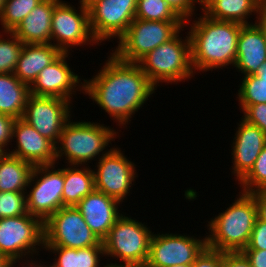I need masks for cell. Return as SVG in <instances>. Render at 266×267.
Wrapping results in <instances>:
<instances>
[{
    "instance_id": "1",
    "label": "cell",
    "mask_w": 266,
    "mask_h": 267,
    "mask_svg": "<svg viewBox=\"0 0 266 267\" xmlns=\"http://www.w3.org/2000/svg\"><path fill=\"white\" fill-rule=\"evenodd\" d=\"M107 58L96 75L84 79L83 94L125 128L157 88L137 63L121 61L112 52Z\"/></svg>"
},
{
    "instance_id": "2",
    "label": "cell",
    "mask_w": 266,
    "mask_h": 267,
    "mask_svg": "<svg viewBox=\"0 0 266 267\" xmlns=\"http://www.w3.org/2000/svg\"><path fill=\"white\" fill-rule=\"evenodd\" d=\"M187 24L191 26L187 32L195 74L196 70L204 73L234 66L242 24L215 20L204 13L194 20L185 21L184 26L188 27Z\"/></svg>"
},
{
    "instance_id": "3",
    "label": "cell",
    "mask_w": 266,
    "mask_h": 267,
    "mask_svg": "<svg viewBox=\"0 0 266 267\" xmlns=\"http://www.w3.org/2000/svg\"><path fill=\"white\" fill-rule=\"evenodd\" d=\"M226 210L207 221V248L221 252H242L250 241L257 217L252 193L240 191Z\"/></svg>"
},
{
    "instance_id": "4",
    "label": "cell",
    "mask_w": 266,
    "mask_h": 267,
    "mask_svg": "<svg viewBox=\"0 0 266 267\" xmlns=\"http://www.w3.org/2000/svg\"><path fill=\"white\" fill-rule=\"evenodd\" d=\"M117 134L116 129L105 124L88 120L71 122L70 119L62 129L56 145V164L59 163L57 160L66 158L67 165H89L92 160L95 161L97 157L99 160L112 149L107 148L111 141L119 137Z\"/></svg>"
},
{
    "instance_id": "5",
    "label": "cell",
    "mask_w": 266,
    "mask_h": 267,
    "mask_svg": "<svg viewBox=\"0 0 266 267\" xmlns=\"http://www.w3.org/2000/svg\"><path fill=\"white\" fill-rule=\"evenodd\" d=\"M182 28L171 40L157 46L137 64L157 88L160 83L177 84L193 78L190 38L180 36ZM188 79V80H187Z\"/></svg>"
},
{
    "instance_id": "6",
    "label": "cell",
    "mask_w": 266,
    "mask_h": 267,
    "mask_svg": "<svg viewBox=\"0 0 266 267\" xmlns=\"http://www.w3.org/2000/svg\"><path fill=\"white\" fill-rule=\"evenodd\" d=\"M184 21H150L134 19L126 32L117 39L112 53L121 61L137 63L157 46L171 40L182 28Z\"/></svg>"
},
{
    "instance_id": "7",
    "label": "cell",
    "mask_w": 266,
    "mask_h": 267,
    "mask_svg": "<svg viewBox=\"0 0 266 267\" xmlns=\"http://www.w3.org/2000/svg\"><path fill=\"white\" fill-rule=\"evenodd\" d=\"M123 214L115 221L107 237L102 241L105 258L120 262L146 263L149 255L152 230L145 222H139Z\"/></svg>"
},
{
    "instance_id": "8",
    "label": "cell",
    "mask_w": 266,
    "mask_h": 267,
    "mask_svg": "<svg viewBox=\"0 0 266 267\" xmlns=\"http://www.w3.org/2000/svg\"><path fill=\"white\" fill-rule=\"evenodd\" d=\"M41 248L44 250V222L40 218L27 213L0 219L1 255L14 262L39 255Z\"/></svg>"
},
{
    "instance_id": "9",
    "label": "cell",
    "mask_w": 266,
    "mask_h": 267,
    "mask_svg": "<svg viewBox=\"0 0 266 267\" xmlns=\"http://www.w3.org/2000/svg\"><path fill=\"white\" fill-rule=\"evenodd\" d=\"M27 188L28 213L45 222L62 207L64 168L56 169L55 164L34 166Z\"/></svg>"
},
{
    "instance_id": "10",
    "label": "cell",
    "mask_w": 266,
    "mask_h": 267,
    "mask_svg": "<svg viewBox=\"0 0 266 267\" xmlns=\"http://www.w3.org/2000/svg\"><path fill=\"white\" fill-rule=\"evenodd\" d=\"M79 5L76 10L72 4L61 0L53 10L51 44L62 53H70L74 46L102 45L92 35L88 9Z\"/></svg>"
},
{
    "instance_id": "11",
    "label": "cell",
    "mask_w": 266,
    "mask_h": 267,
    "mask_svg": "<svg viewBox=\"0 0 266 267\" xmlns=\"http://www.w3.org/2000/svg\"><path fill=\"white\" fill-rule=\"evenodd\" d=\"M44 246L73 249L103 246L77 207L64 206L44 222Z\"/></svg>"
},
{
    "instance_id": "12",
    "label": "cell",
    "mask_w": 266,
    "mask_h": 267,
    "mask_svg": "<svg viewBox=\"0 0 266 267\" xmlns=\"http://www.w3.org/2000/svg\"><path fill=\"white\" fill-rule=\"evenodd\" d=\"M121 148L112 149L95 162V190L118 200L121 204L130 195L138 177L136 165L124 155ZM133 182V185H132Z\"/></svg>"
},
{
    "instance_id": "13",
    "label": "cell",
    "mask_w": 266,
    "mask_h": 267,
    "mask_svg": "<svg viewBox=\"0 0 266 267\" xmlns=\"http://www.w3.org/2000/svg\"><path fill=\"white\" fill-rule=\"evenodd\" d=\"M72 107L69 100L30 94L21 119L56 146L62 129L72 119Z\"/></svg>"
},
{
    "instance_id": "14",
    "label": "cell",
    "mask_w": 266,
    "mask_h": 267,
    "mask_svg": "<svg viewBox=\"0 0 266 267\" xmlns=\"http://www.w3.org/2000/svg\"><path fill=\"white\" fill-rule=\"evenodd\" d=\"M187 234L160 233L152 235L150 241L148 267H170L192 264L207 247L206 237Z\"/></svg>"
},
{
    "instance_id": "15",
    "label": "cell",
    "mask_w": 266,
    "mask_h": 267,
    "mask_svg": "<svg viewBox=\"0 0 266 267\" xmlns=\"http://www.w3.org/2000/svg\"><path fill=\"white\" fill-rule=\"evenodd\" d=\"M136 8L137 0H99L94 3L88 8L93 37L98 43L119 39L134 21Z\"/></svg>"
},
{
    "instance_id": "16",
    "label": "cell",
    "mask_w": 266,
    "mask_h": 267,
    "mask_svg": "<svg viewBox=\"0 0 266 267\" xmlns=\"http://www.w3.org/2000/svg\"><path fill=\"white\" fill-rule=\"evenodd\" d=\"M69 55L71 53H62L50 65L40 71L37 78L29 86L30 94L58 97L72 102L73 95H77V91L84 93V79L70 68L67 63V59L70 58Z\"/></svg>"
},
{
    "instance_id": "17",
    "label": "cell",
    "mask_w": 266,
    "mask_h": 267,
    "mask_svg": "<svg viewBox=\"0 0 266 267\" xmlns=\"http://www.w3.org/2000/svg\"><path fill=\"white\" fill-rule=\"evenodd\" d=\"M12 140L17 145L7 153L33 166L56 164V146L21 118L14 122Z\"/></svg>"
},
{
    "instance_id": "18",
    "label": "cell",
    "mask_w": 266,
    "mask_h": 267,
    "mask_svg": "<svg viewBox=\"0 0 266 267\" xmlns=\"http://www.w3.org/2000/svg\"><path fill=\"white\" fill-rule=\"evenodd\" d=\"M238 127L231 142L232 169L238 183L253 168L255 160L266 145V133L244 119L237 123Z\"/></svg>"
},
{
    "instance_id": "19",
    "label": "cell",
    "mask_w": 266,
    "mask_h": 267,
    "mask_svg": "<svg viewBox=\"0 0 266 267\" xmlns=\"http://www.w3.org/2000/svg\"><path fill=\"white\" fill-rule=\"evenodd\" d=\"M120 205L118 200L94 190L75 207L81 212L91 231L103 241L115 221L122 215L118 210Z\"/></svg>"
},
{
    "instance_id": "20",
    "label": "cell",
    "mask_w": 266,
    "mask_h": 267,
    "mask_svg": "<svg viewBox=\"0 0 266 267\" xmlns=\"http://www.w3.org/2000/svg\"><path fill=\"white\" fill-rule=\"evenodd\" d=\"M266 61V38L263 30L254 21L242 25L237 43L236 61L232 68L243 76L255 75L258 68Z\"/></svg>"
},
{
    "instance_id": "21",
    "label": "cell",
    "mask_w": 266,
    "mask_h": 267,
    "mask_svg": "<svg viewBox=\"0 0 266 267\" xmlns=\"http://www.w3.org/2000/svg\"><path fill=\"white\" fill-rule=\"evenodd\" d=\"M61 0L41 1L17 26L13 33L24 44H50L52 13Z\"/></svg>"
},
{
    "instance_id": "22",
    "label": "cell",
    "mask_w": 266,
    "mask_h": 267,
    "mask_svg": "<svg viewBox=\"0 0 266 267\" xmlns=\"http://www.w3.org/2000/svg\"><path fill=\"white\" fill-rule=\"evenodd\" d=\"M62 52L53 44H24L14 74L29 86Z\"/></svg>"
},
{
    "instance_id": "23",
    "label": "cell",
    "mask_w": 266,
    "mask_h": 267,
    "mask_svg": "<svg viewBox=\"0 0 266 267\" xmlns=\"http://www.w3.org/2000/svg\"><path fill=\"white\" fill-rule=\"evenodd\" d=\"M264 5L262 0H201L200 9L212 19L247 25L253 24L250 15H258Z\"/></svg>"
},
{
    "instance_id": "24",
    "label": "cell",
    "mask_w": 266,
    "mask_h": 267,
    "mask_svg": "<svg viewBox=\"0 0 266 267\" xmlns=\"http://www.w3.org/2000/svg\"><path fill=\"white\" fill-rule=\"evenodd\" d=\"M62 207H75L95 190L94 172L88 166L65 165Z\"/></svg>"
},
{
    "instance_id": "25",
    "label": "cell",
    "mask_w": 266,
    "mask_h": 267,
    "mask_svg": "<svg viewBox=\"0 0 266 267\" xmlns=\"http://www.w3.org/2000/svg\"><path fill=\"white\" fill-rule=\"evenodd\" d=\"M29 95V85L21 82L14 73H0L1 114L22 118Z\"/></svg>"
},
{
    "instance_id": "26",
    "label": "cell",
    "mask_w": 266,
    "mask_h": 267,
    "mask_svg": "<svg viewBox=\"0 0 266 267\" xmlns=\"http://www.w3.org/2000/svg\"><path fill=\"white\" fill-rule=\"evenodd\" d=\"M34 166L6 153L0 159V192H26Z\"/></svg>"
},
{
    "instance_id": "27",
    "label": "cell",
    "mask_w": 266,
    "mask_h": 267,
    "mask_svg": "<svg viewBox=\"0 0 266 267\" xmlns=\"http://www.w3.org/2000/svg\"><path fill=\"white\" fill-rule=\"evenodd\" d=\"M237 91L239 106L266 103V61L258 68L255 75L243 76Z\"/></svg>"
},
{
    "instance_id": "28",
    "label": "cell",
    "mask_w": 266,
    "mask_h": 267,
    "mask_svg": "<svg viewBox=\"0 0 266 267\" xmlns=\"http://www.w3.org/2000/svg\"><path fill=\"white\" fill-rule=\"evenodd\" d=\"M43 0H5L0 14L3 32H13L22 20Z\"/></svg>"
},
{
    "instance_id": "29",
    "label": "cell",
    "mask_w": 266,
    "mask_h": 267,
    "mask_svg": "<svg viewBox=\"0 0 266 267\" xmlns=\"http://www.w3.org/2000/svg\"><path fill=\"white\" fill-rule=\"evenodd\" d=\"M136 19L183 21L164 0H137Z\"/></svg>"
},
{
    "instance_id": "30",
    "label": "cell",
    "mask_w": 266,
    "mask_h": 267,
    "mask_svg": "<svg viewBox=\"0 0 266 267\" xmlns=\"http://www.w3.org/2000/svg\"><path fill=\"white\" fill-rule=\"evenodd\" d=\"M23 45L24 43L13 32H0V73L14 72Z\"/></svg>"
},
{
    "instance_id": "31",
    "label": "cell",
    "mask_w": 266,
    "mask_h": 267,
    "mask_svg": "<svg viewBox=\"0 0 266 267\" xmlns=\"http://www.w3.org/2000/svg\"><path fill=\"white\" fill-rule=\"evenodd\" d=\"M238 184L243 192L266 191V145L255 160L253 168Z\"/></svg>"
},
{
    "instance_id": "32",
    "label": "cell",
    "mask_w": 266,
    "mask_h": 267,
    "mask_svg": "<svg viewBox=\"0 0 266 267\" xmlns=\"http://www.w3.org/2000/svg\"><path fill=\"white\" fill-rule=\"evenodd\" d=\"M27 213L26 192H0V219Z\"/></svg>"
},
{
    "instance_id": "33",
    "label": "cell",
    "mask_w": 266,
    "mask_h": 267,
    "mask_svg": "<svg viewBox=\"0 0 266 267\" xmlns=\"http://www.w3.org/2000/svg\"><path fill=\"white\" fill-rule=\"evenodd\" d=\"M45 252L54 253L56 256L50 267H77V249L59 246H44ZM58 255V256H57Z\"/></svg>"
},
{
    "instance_id": "34",
    "label": "cell",
    "mask_w": 266,
    "mask_h": 267,
    "mask_svg": "<svg viewBox=\"0 0 266 267\" xmlns=\"http://www.w3.org/2000/svg\"><path fill=\"white\" fill-rule=\"evenodd\" d=\"M239 110L243 113L242 119L249 124L257 126L261 131L266 133V103L239 106Z\"/></svg>"
},
{
    "instance_id": "35",
    "label": "cell",
    "mask_w": 266,
    "mask_h": 267,
    "mask_svg": "<svg viewBox=\"0 0 266 267\" xmlns=\"http://www.w3.org/2000/svg\"><path fill=\"white\" fill-rule=\"evenodd\" d=\"M104 256V246L79 248L77 249V267H102L100 259Z\"/></svg>"
},
{
    "instance_id": "36",
    "label": "cell",
    "mask_w": 266,
    "mask_h": 267,
    "mask_svg": "<svg viewBox=\"0 0 266 267\" xmlns=\"http://www.w3.org/2000/svg\"><path fill=\"white\" fill-rule=\"evenodd\" d=\"M173 11L185 22L194 19L196 5H201V0H164ZM193 17V18H192Z\"/></svg>"
},
{
    "instance_id": "37",
    "label": "cell",
    "mask_w": 266,
    "mask_h": 267,
    "mask_svg": "<svg viewBox=\"0 0 266 267\" xmlns=\"http://www.w3.org/2000/svg\"><path fill=\"white\" fill-rule=\"evenodd\" d=\"M222 252L205 248L192 263V267H221Z\"/></svg>"
},
{
    "instance_id": "38",
    "label": "cell",
    "mask_w": 266,
    "mask_h": 267,
    "mask_svg": "<svg viewBox=\"0 0 266 267\" xmlns=\"http://www.w3.org/2000/svg\"><path fill=\"white\" fill-rule=\"evenodd\" d=\"M245 249H266V223L256 219L250 241Z\"/></svg>"
},
{
    "instance_id": "39",
    "label": "cell",
    "mask_w": 266,
    "mask_h": 267,
    "mask_svg": "<svg viewBox=\"0 0 266 267\" xmlns=\"http://www.w3.org/2000/svg\"><path fill=\"white\" fill-rule=\"evenodd\" d=\"M15 118L0 113V146L6 151L9 144L12 145L13 125Z\"/></svg>"
},
{
    "instance_id": "40",
    "label": "cell",
    "mask_w": 266,
    "mask_h": 267,
    "mask_svg": "<svg viewBox=\"0 0 266 267\" xmlns=\"http://www.w3.org/2000/svg\"><path fill=\"white\" fill-rule=\"evenodd\" d=\"M221 267H251L242 252H222Z\"/></svg>"
},
{
    "instance_id": "41",
    "label": "cell",
    "mask_w": 266,
    "mask_h": 267,
    "mask_svg": "<svg viewBox=\"0 0 266 267\" xmlns=\"http://www.w3.org/2000/svg\"><path fill=\"white\" fill-rule=\"evenodd\" d=\"M242 253L249 260L251 267H266V249H244Z\"/></svg>"
},
{
    "instance_id": "42",
    "label": "cell",
    "mask_w": 266,
    "mask_h": 267,
    "mask_svg": "<svg viewBox=\"0 0 266 267\" xmlns=\"http://www.w3.org/2000/svg\"><path fill=\"white\" fill-rule=\"evenodd\" d=\"M257 206V217L266 223V191L252 192Z\"/></svg>"
},
{
    "instance_id": "43",
    "label": "cell",
    "mask_w": 266,
    "mask_h": 267,
    "mask_svg": "<svg viewBox=\"0 0 266 267\" xmlns=\"http://www.w3.org/2000/svg\"><path fill=\"white\" fill-rule=\"evenodd\" d=\"M33 257L35 256H32V258H29V257H25V258H22V259H18V260H15L12 264V267H15L16 266V263L18 262L17 266H22V267H50V265H46L45 262L43 261H39L38 263V259L36 261V259L34 260ZM29 258V259H28ZM33 259V260H32ZM20 260V261H19ZM22 260V261H21ZM25 261V262H24ZM22 263V264H21ZM44 263V264H43ZM21 264V265H20Z\"/></svg>"
},
{
    "instance_id": "44",
    "label": "cell",
    "mask_w": 266,
    "mask_h": 267,
    "mask_svg": "<svg viewBox=\"0 0 266 267\" xmlns=\"http://www.w3.org/2000/svg\"><path fill=\"white\" fill-rule=\"evenodd\" d=\"M108 261L106 265L103 264V267H148L147 263H130V262H118L112 263L110 260H105ZM120 263V264H119Z\"/></svg>"
},
{
    "instance_id": "45",
    "label": "cell",
    "mask_w": 266,
    "mask_h": 267,
    "mask_svg": "<svg viewBox=\"0 0 266 267\" xmlns=\"http://www.w3.org/2000/svg\"><path fill=\"white\" fill-rule=\"evenodd\" d=\"M256 23L263 30L266 38V4L261 8L258 15H256Z\"/></svg>"
},
{
    "instance_id": "46",
    "label": "cell",
    "mask_w": 266,
    "mask_h": 267,
    "mask_svg": "<svg viewBox=\"0 0 266 267\" xmlns=\"http://www.w3.org/2000/svg\"><path fill=\"white\" fill-rule=\"evenodd\" d=\"M13 262L0 254V267H12Z\"/></svg>"
},
{
    "instance_id": "47",
    "label": "cell",
    "mask_w": 266,
    "mask_h": 267,
    "mask_svg": "<svg viewBox=\"0 0 266 267\" xmlns=\"http://www.w3.org/2000/svg\"><path fill=\"white\" fill-rule=\"evenodd\" d=\"M99 0H79V4H81L84 8H89L94 3H96Z\"/></svg>"
},
{
    "instance_id": "48",
    "label": "cell",
    "mask_w": 266,
    "mask_h": 267,
    "mask_svg": "<svg viewBox=\"0 0 266 267\" xmlns=\"http://www.w3.org/2000/svg\"><path fill=\"white\" fill-rule=\"evenodd\" d=\"M7 153V151L0 146V159Z\"/></svg>"
},
{
    "instance_id": "49",
    "label": "cell",
    "mask_w": 266,
    "mask_h": 267,
    "mask_svg": "<svg viewBox=\"0 0 266 267\" xmlns=\"http://www.w3.org/2000/svg\"><path fill=\"white\" fill-rule=\"evenodd\" d=\"M170 267H192V264H184V265H173Z\"/></svg>"
},
{
    "instance_id": "50",
    "label": "cell",
    "mask_w": 266,
    "mask_h": 267,
    "mask_svg": "<svg viewBox=\"0 0 266 267\" xmlns=\"http://www.w3.org/2000/svg\"><path fill=\"white\" fill-rule=\"evenodd\" d=\"M5 0H0V14L3 11Z\"/></svg>"
}]
</instances>
